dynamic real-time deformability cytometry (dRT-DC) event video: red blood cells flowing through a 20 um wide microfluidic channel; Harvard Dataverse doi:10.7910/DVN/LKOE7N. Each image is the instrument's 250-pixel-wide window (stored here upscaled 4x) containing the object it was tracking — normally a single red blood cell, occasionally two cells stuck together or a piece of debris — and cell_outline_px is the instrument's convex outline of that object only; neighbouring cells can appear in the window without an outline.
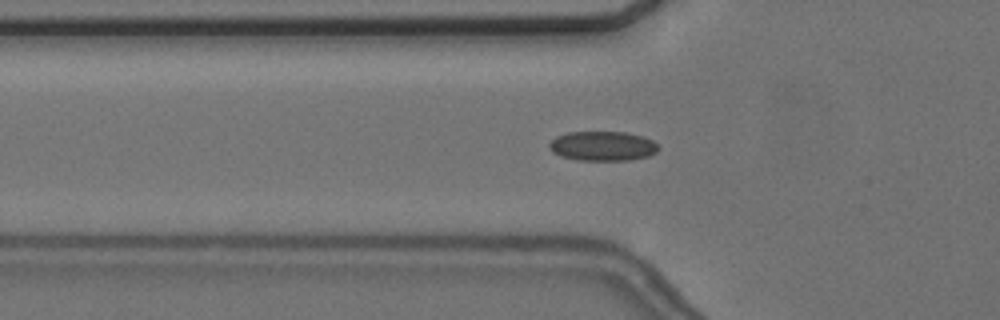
{"species": "common noctule bat (a hibernating species)", "species_latin": "Nyctalus noctula", "temperature_condition": "cold", "stored_images_in_passage": 51, "camera_frame_rate_fps": 3000, "um_per_image_px": 0.085, "animal": {"sex": "female", "body_mass_g": 24.6, "forearm_length_mm": 56.2}, "frame": {"image": 1, "passage_image": 20, "time_ms": 6.333, "image_size_px": [1000, 320], "cell_outline_px": [[660, 148], [656, 152], [648, 156], [628, 160], [576, 160], [560, 156], [552, 152], [548, 148], [548, 144], [556, 136], [568, 132], [624, 132], [644, 136], [652, 140]], "centroid_in_image_um": [51.2, 12.41], "position_along_channel_um": 74.6, "area_um2": 18.9}}
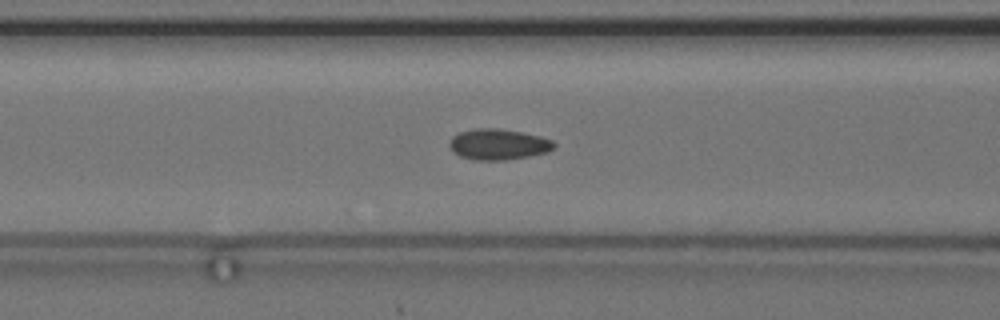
{"frame": {"image": 2, "passage_image": 24, "time_ms": 7.667, "image_size_px": [1000, 320], "cell_outline_px": [[556, 144], [548, 152], [528, 156], [504, 160], [476, 160], [460, 156], [452, 152], [448, 148], [448, 144], [452, 136], [460, 132], [472, 128], [500, 128], [540, 136], [552, 140]], "centroid_in_image_um": [42.31, 12.26], "position_along_channel_um": 124.3, "area_um2": 18.9}}
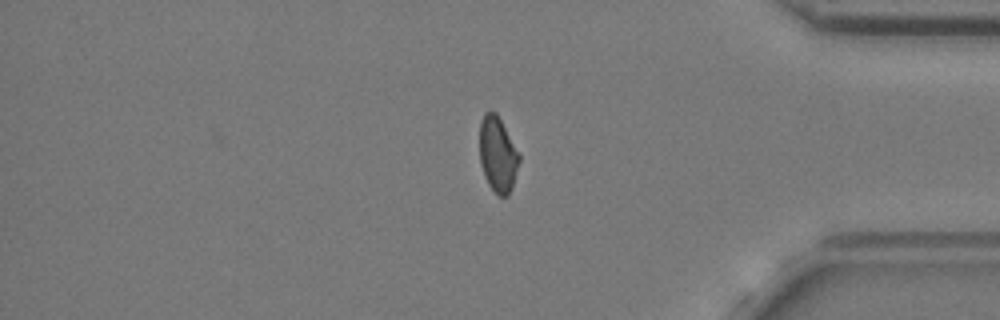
{"frame": {"image": 3, "passage_image": 48, "time_ms": 15.667, "image_size_px": [1000, 320], "cell_outline_px": [[520, 160], [512, 188], [508, 196], [500, 196], [488, 184], [484, 176], [480, 164], [480, 120], [484, 112], [496, 112], [520, 156]], "centroid_in_image_um": [42.29, 13.14], "position_along_channel_um": 392.9, "area_um2": 17.22}, "authors_computed_cell_mechanics": {"area_um2": 18.496, "velocity_mm_per_s": 3.654, "shape_relaxation_time_tau1_ms": null, "shape_relaxation_time_tau2_ms": 1.4732, "deformation_change_tau1": null, "deformation_change_tau2": 0.0743}}